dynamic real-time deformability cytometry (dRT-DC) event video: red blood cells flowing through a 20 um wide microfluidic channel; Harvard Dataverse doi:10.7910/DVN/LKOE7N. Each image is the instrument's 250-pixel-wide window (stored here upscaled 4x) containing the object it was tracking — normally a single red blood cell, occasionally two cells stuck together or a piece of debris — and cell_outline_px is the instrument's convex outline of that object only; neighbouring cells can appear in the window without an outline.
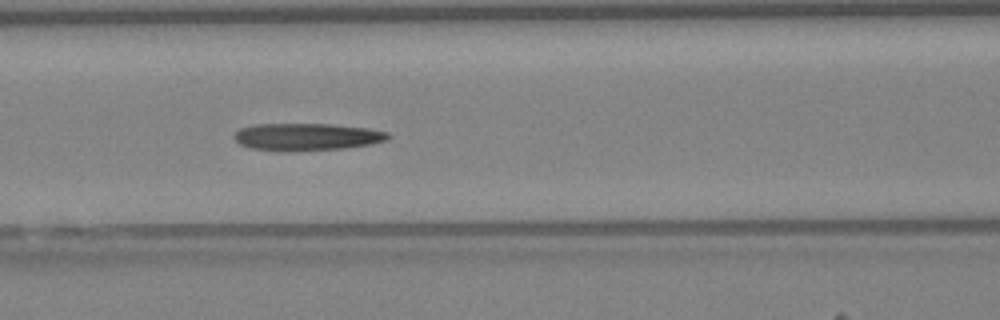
{"species": "Egyptian fruit bat (a non-hibernating species)", "species_latin": "Rousettus aegyptiacus", "temperature_condition": "warm", "stored_images_in_passage": 35, "camera_frame_rate_fps": 3000, "um_per_image_px": 0.085, "animal": {"sex": "female"}, "frame": {"image": 1, "passage_image": 6, "time_ms": 1.667, "image_size_px": [1000, 320], "cell_outline_px": [[392, 136], [388, 140], [372, 144], [344, 148], [284, 152], [252, 148], [240, 144], [232, 136], [240, 128], [256, 124], [332, 124], [368, 128], [388, 132]], "centroid_in_image_um": [26.1, 11.63], "position_along_channel_um": 140.5, "area_um2": 24.68}}
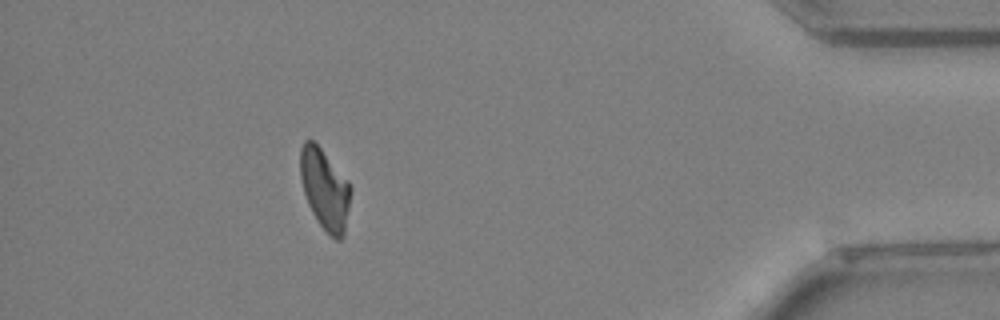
{"frame": {"image": 2, "passage_image": 29, "time_ms": 9.333, "image_size_px": [1000, 320], "cell_outline_px": [[352, 188], [344, 236], [340, 240], [336, 240], [316, 220], [308, 204], [304, 192], [300, 176], [300, 148], [304, 140], [312, 140], [320, 148]], "centroid_in_image_um": [27.59, 16.11], "position_along_channel_um": 407.6, "area_um2": 23.18}}